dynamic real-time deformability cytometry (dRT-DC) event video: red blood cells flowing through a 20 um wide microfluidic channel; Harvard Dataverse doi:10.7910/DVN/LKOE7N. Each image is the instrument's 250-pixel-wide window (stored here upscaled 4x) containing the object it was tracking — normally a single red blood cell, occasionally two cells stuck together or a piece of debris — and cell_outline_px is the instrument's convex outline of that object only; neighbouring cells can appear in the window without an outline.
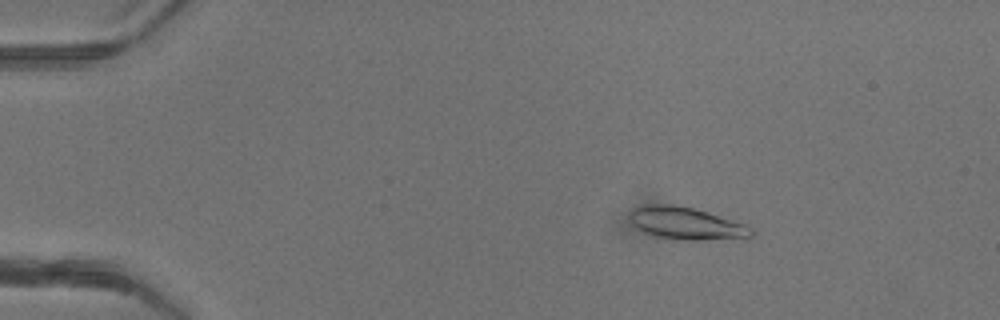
{"species": "common noctule bat (a hibernating species)", "species_latin": "Nyctalus noctula", "temperature_condition": "warm", "stored_images_in_passage": 49, "camera_frame_rate_fps": 3000, "um_per_image_px": 0.085, "animal": {"sex": "female"}, "frame": {"image": 1, "passage_image": 8, "time_ms": 2.333, "image_size_px": [1000, 320], "cell_outline_px": [[756, 232], [752, 236], [700, 240], [684, 240], [656, 236], [644, 232], [636, 228], [628, 220], [628, 212], [632, 208], [644, 204], [672, 204], [696, 208], [744, 224], [752, 228]], "centroid_in_image_um": [58.24, 18.96], "position_along_channel_um": 26.8, "area_um2": 23.06}}
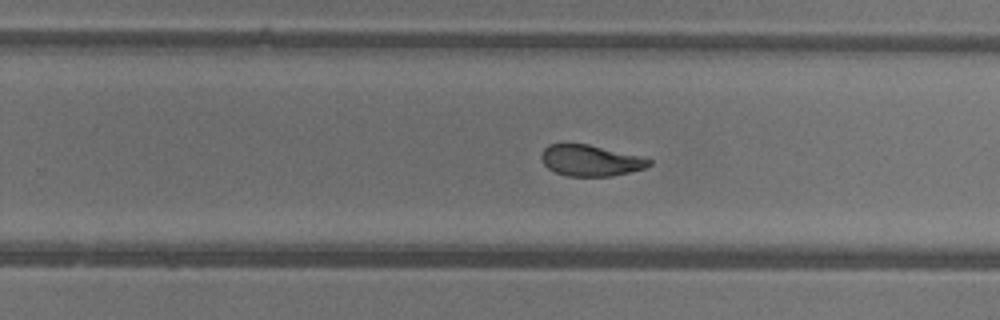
{"frame": {"image": 2, "passage_image": 32, "time_ms": 10.333, "image_size_px": [1000, 320], "cell_outline_px": [[652, 164], [644, 168], [612, 176], [568, 176], [556, 172], [548, 168], [544, 164], [540, 156], [544, 148], [548, 144], [588, 144], [640, 156], [652, 160]], "centroid_in_image_um": [50.18, 13.64], "position_along_channel_um": 279.6, "area_um2": 19.36}}
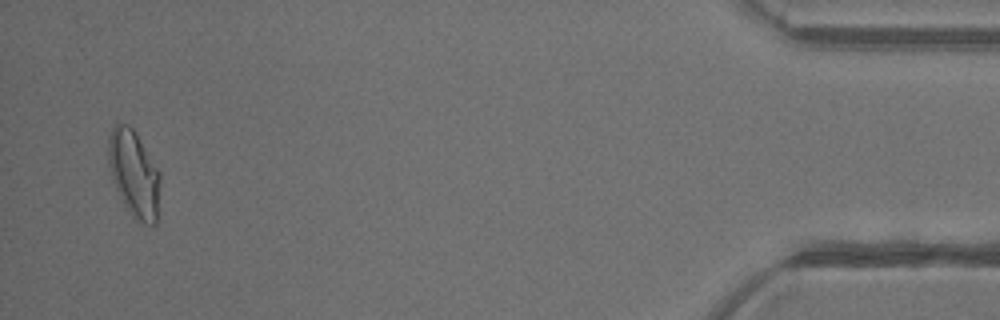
{"frame": {"image": 3, "passage_image": 48, "time_ms": 15.667, "image_size_px": [1000, 320], "cell_outline_px": [[160, 180], [156, 224], [144, 224], [132, 216], [124, 204], [112, 180], [108, 164], [108, 136], [112, 128], [116, 124], [128, 124], [136, 132], [160, 172]], "centroid_in_image_um": [11.38, 14.75], "position_along_channel_um": 423.8, "area_um2": 26.13}, "authors_computed_cell_mechanics": {"area_um2": 21.5016, "velocity_mm_per_s": 4.1954, "shape_relaxation_time_tau1_ms": null, "shape_relaxation_time_tau2_ms": 1.4881, "deformation_change_tau1": null, "deformation_change_tau2": 0.0759}}